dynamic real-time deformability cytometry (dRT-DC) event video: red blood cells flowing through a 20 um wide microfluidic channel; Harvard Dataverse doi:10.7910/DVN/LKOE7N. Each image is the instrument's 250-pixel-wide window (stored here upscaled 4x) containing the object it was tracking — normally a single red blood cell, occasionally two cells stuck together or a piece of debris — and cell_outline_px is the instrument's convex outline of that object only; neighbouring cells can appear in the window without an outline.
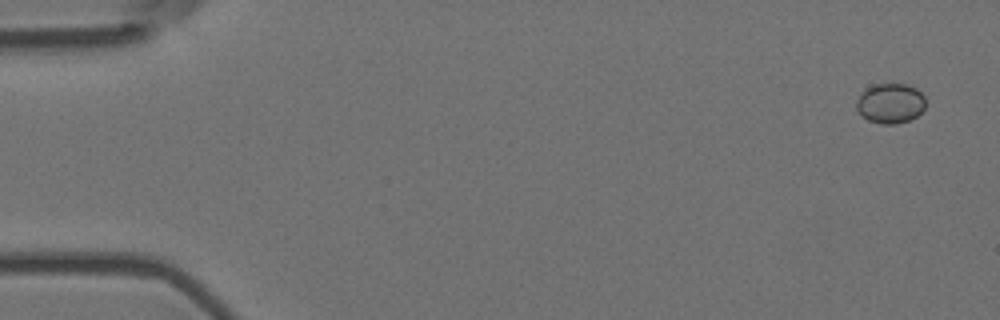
{"species": "Egyptian fruit bat (a non-hibernating species)", "species_latin": "Rousettus aegyptiacus", "temperature_condition": "room temperature", "stored_images_in_passage": 4, "camera_frame_rate_fps": 3000, "um_per_image_px": 0.085, "animal": {"sex": "female"}, "frame": {"image": 1, "passage_image": 1, "time_ms": 0.0, "image_size_px": [1000, 320], "cell_outline_px": [[924, 108], [916, 116], [908, 120], [896, 124], [880, 124], [868, 120], [856, 108], [856, 100], [860, 92], [872, 84], [908, 84], [916, 88], [924, 96]], "centroid_in_image_um": [75.65, 8.77], "position_along_channel_um": 9.3, "area_um2": 16.13}}
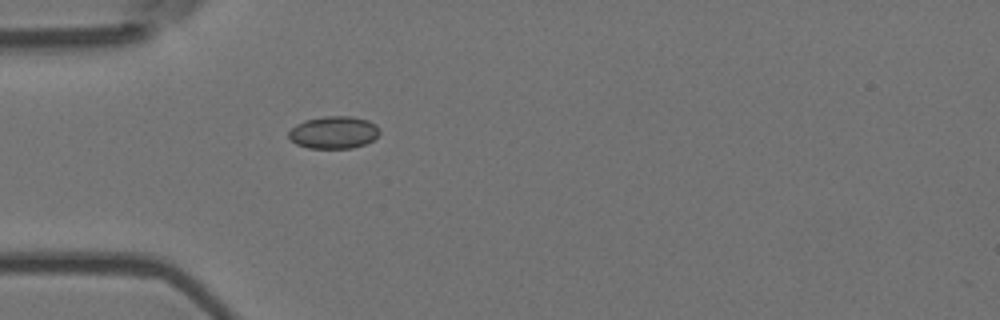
{"frame": {"image": 2, "passage_image": 4, "time_ms": 1.0, "image_size_px": [1000, 320], "cell_outline_px": [[380, 132], [372, 140], [364, 144], [352, 148], [308, 148], [296, 144], [288, 136], [288, 132], [296, 124], [304, 120], [324, 116], [352, 116], [368, 120], [376, 124], [380, 128]], "centroid_in_image_um": [28.37, 11.24], "position_along_channel_um": 56.6, "area_um2": 17.22}}